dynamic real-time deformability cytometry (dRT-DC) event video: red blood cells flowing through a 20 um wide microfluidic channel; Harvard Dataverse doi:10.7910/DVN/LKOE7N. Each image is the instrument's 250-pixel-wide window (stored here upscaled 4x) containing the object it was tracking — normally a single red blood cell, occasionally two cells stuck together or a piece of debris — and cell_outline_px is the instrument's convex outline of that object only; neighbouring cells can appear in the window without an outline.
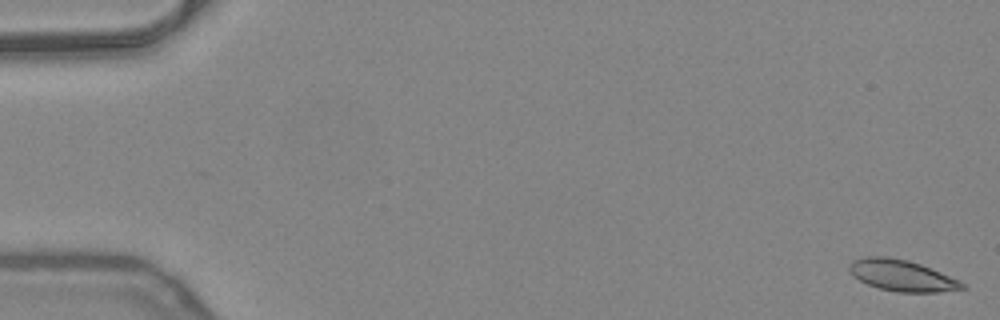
{"species": "common noctule bat (a hibernating species)", "species_latin": "Nyctalus noctula", "temperature_condition": "warm", "stored_images_in_passage": 14, "camera_frame_rate_fps": 3000, "um_per_image_px": 0.085, "animal": {"sex": "female", "body_mass_g": 24.6, "forearm_length_mm": 56.2}, "frame": {"image": 1, "passage_image": 1, "time_ms": 0.0, "image_size_px": [1000, 320], "cell_outline_px": [[968, 288], [940, 292], [896, 292], [880, 288], [868, 284], [852, 276], [848, 268], [848, 264], [852, 260], [864, 256], [884, 256], [908, 260], [920, 264], [960, 280]], "centroid_in_image_um": [76.64, 23.41], "position_along_channel_um": 8.4, "area_um2": 20.63}}
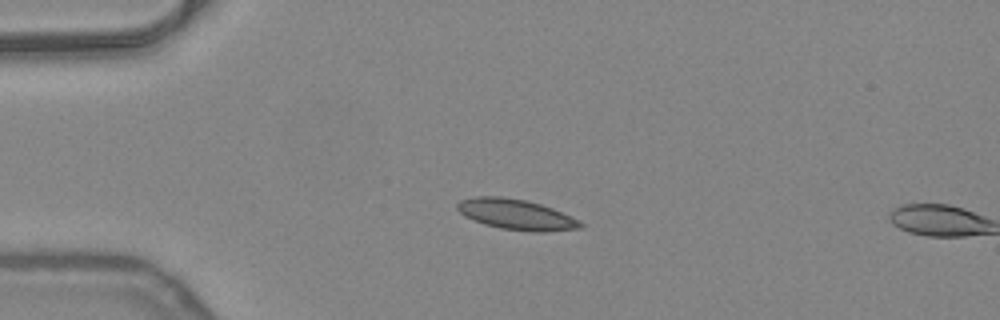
{"frame": {"image": 2, "passage_image": 13, "time_ms": 4.0, "image_size_px": [1000, 320], "cell_outline_px": [[584, 224], [580, 228], [544, 232], [532, 232], [500, 228], [484, 224], [472, 220], [464, 216], [456, 208], [456, 204], [460, 200], [476, 196], [500, 196], [524, 200], [540, 204], [552, 208], [580, 220]], "centroid_in_image_um": [43.85, 18.23], "position_along_channel_um": 41.1, "area_um2": 21.91}}